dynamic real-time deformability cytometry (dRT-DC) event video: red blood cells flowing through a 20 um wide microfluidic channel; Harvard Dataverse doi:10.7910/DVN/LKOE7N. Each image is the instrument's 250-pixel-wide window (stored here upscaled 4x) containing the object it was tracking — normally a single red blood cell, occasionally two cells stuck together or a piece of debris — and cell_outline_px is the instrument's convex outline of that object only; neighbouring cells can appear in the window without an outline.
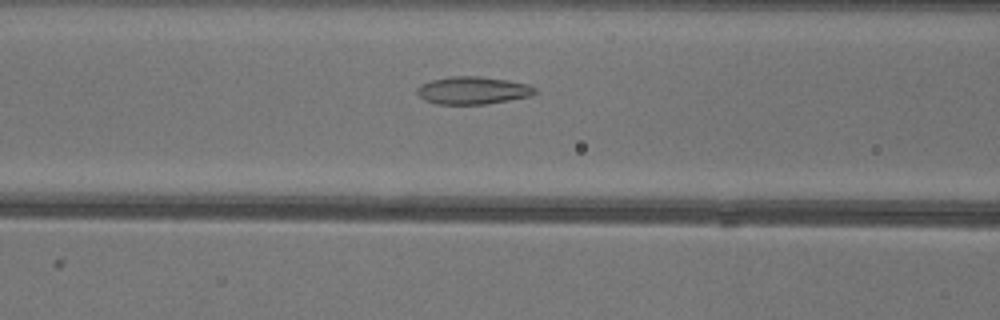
{"species": "common noctule bat (a hibernating species)", "species_latin": "Nyctalus noctula", "temperature_condition": "warm", "stored_images_in_passage": 39, "camera_frame_rate_fps": 3000, "um_per_image_px": 0.085, "animal": {"sex": "female"}, "frame": {"image": 1, "passage_image": 17, "time_ms": 5.333, "image_size_px": [1000, 320], "cell_outline_px": [[540, 92], [532, 96], [488, 104], [436, 104], [424, 100], [416, 92], [416, 88], [420, 84], [432, 80], [448, 76], [480, 76], [508, 80], [528, 84], [536, 88]], "centroid_in_image_um": [40.22, 7.68], "position_along_channel_um": 126.4, "area_um2": 19.31}}
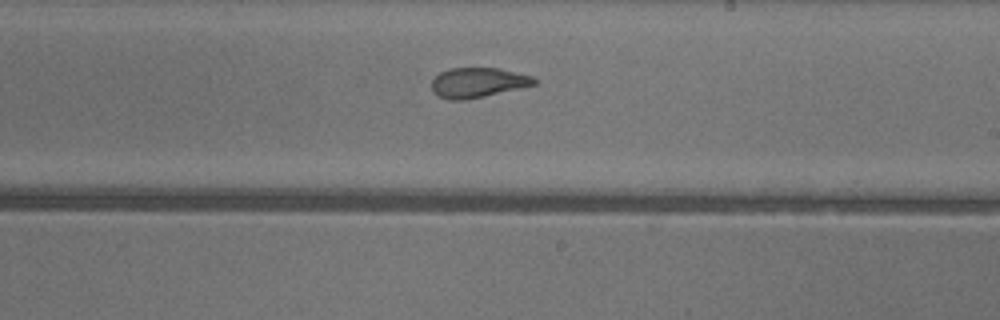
{"frame": {"image": 2, "passage_image": 26, "time_ms": 8.333, "image_size_px": [1000, 320], "cell_outline_px": [[540, 80], [536, 84], [484, 96], [464, 100], [448, 100], [432, 92], [432, 80], [440, 72], [452, 68], [496, 68], [532, 76]], "centroid_in_image_um": [40.61, 7.02], "position_along_channel_um": 248.4, "area_um2": 17.69}}
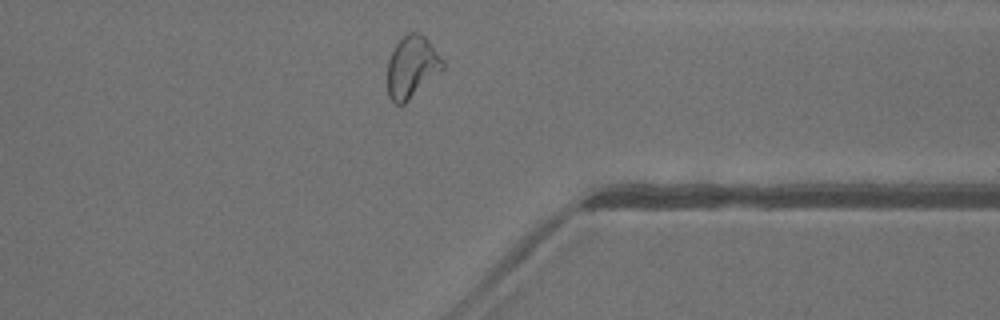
{"frame": {"image": 3, "passage_image": 36, "time_ms": 11.667, "image_size_px": [1000, 320], "cell_outline_px": [[444, 68], [404, 104], [396, 104], [388, 96], [388, 60], [396, 44], [408, 32], [416, 32], [424, 36], [428, 40], [444, 60]], "centroid_in_image_um": [35.01, 5.68], "position_along_channel_um": 376.4, "area_um2": 19.65}, "authors_computed_cell_mechanics": {"area_um2": 19.5942, "velocity_mm_per_s": 4.0681, "shape_relaxation_time_tau1_ms": null, "shape_relaxation_time_tau2_ms": 1.6361, "deformation_change_tau1": null, "deformation_change_tau2": 0.089}}